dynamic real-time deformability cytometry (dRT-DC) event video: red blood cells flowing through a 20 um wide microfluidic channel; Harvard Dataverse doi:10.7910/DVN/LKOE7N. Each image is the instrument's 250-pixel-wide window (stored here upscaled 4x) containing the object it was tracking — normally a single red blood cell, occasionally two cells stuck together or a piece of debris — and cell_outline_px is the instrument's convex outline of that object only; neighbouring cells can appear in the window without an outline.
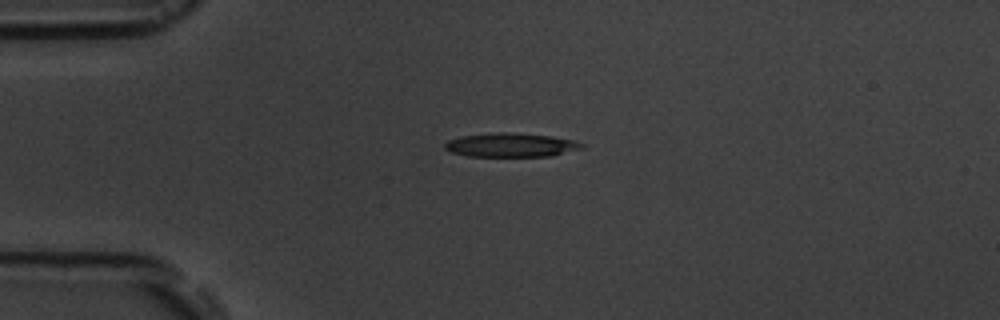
{"species": "common noctule bat (a hibernating species)", "species_latin": "Nyctalus noctula", "temperature_condition": "room temperature", "stored_images_in_passage": 2, "camera_frame_rate_fps": 3000, "um_per_image_px": 0.085, "animal": {"sex": "male", "body_mass_g": 19.5, "forearm_length_mm": 54.6}, "frame": {"image": 1, "passage_image": 1, "time_ms": 0.0, "image_size_px": [1000, 320], "cell_outline_px": [[584, 148], [552, 156], [468, 156], [452, 152], [444, 148], [444, 144], [448, 140], [460, 136], [496, 132], [512, 132], [552, 136], [572, 140], [584, 144]], "centroid_in_image_um": [43.43, 12.32], "position_along_channel_um": 41.6, "area_um2": 19.13}}